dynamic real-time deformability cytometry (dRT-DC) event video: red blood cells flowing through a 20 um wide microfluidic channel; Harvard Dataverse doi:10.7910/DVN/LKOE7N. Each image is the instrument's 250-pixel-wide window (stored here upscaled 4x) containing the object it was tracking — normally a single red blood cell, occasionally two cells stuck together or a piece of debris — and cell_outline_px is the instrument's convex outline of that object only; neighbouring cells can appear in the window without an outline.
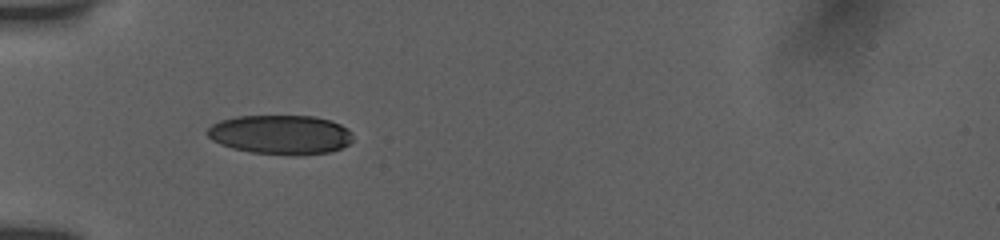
{"species": "human", "species_latin": "Homo sapiens", "temperature_condition": "room temperature", "stored_images_in_passage": 34, "camera_frame_rate_fps": 3000, "um_per_image_px": 0.085, "donor": {"sex": "female"}, "frame": {"image": 1, "passage_image": 1, "time_ms": 0.0, "image_size_px": [1000, 240], "cell_outline_px": [[352, 140], [348, 144], [332, 152], [300, 156], [248, 152], [232, 148], [220, 144], [212, 140], [204, 132], [212, 124], [220, 120], [236, 116], [316, 116], [332, 120], [348, 128], [352, 132]], "centroid_in_image_um": [23.85, 11.45], "position_along_channel_um": 61.1, "area_um2": 33.87}}
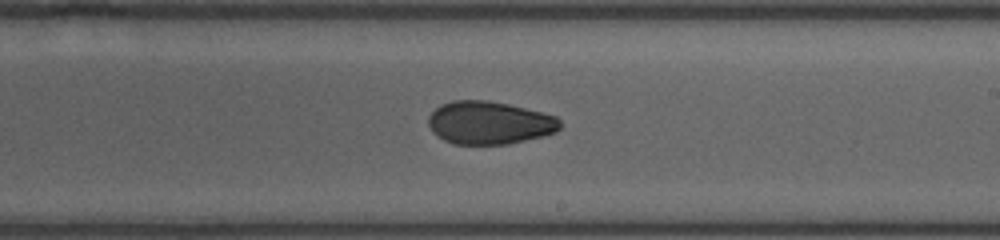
{"frame": {"image": 2, "passage_image": 18, "time_ms": 5.0, "image_size_px": [1000, 240], "cell_outline_px": [[560, 128], [556, 132], [544, 136], [508, 144], [452, 144], [436, 136], [432, 132], [428, 124], [428, 116], [440, 104], [452, 100], [488, 100], [508, 104], [556, 116], [560, 120]], "centroid_in_image_um": [41.57, 10.44], "position_along_channel_um": 247.4, "area_um2": 33.12}}
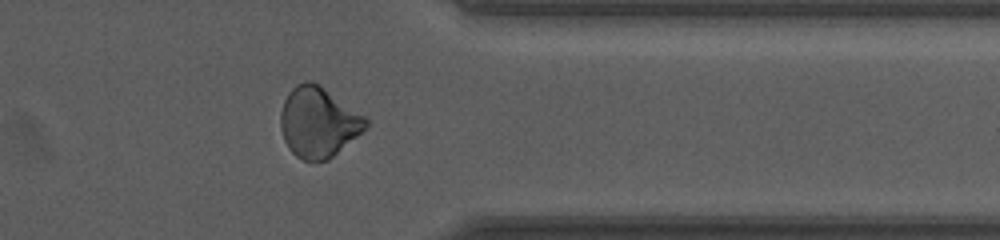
{"frame": {"image": 3, "passage_image": 31, "time_ms": 8.667, "image_size_px": [1000, 240], "cell_outline_px": [[368, 128], [328, 160], [304, 160], [296, 156], [288, 148], [284, 140], [280, 128], [280, 112], [284, 100], [288, 92], [296, 84], [304, 80], [312, 80], [320, 84], [364, 116], [368, 120]], "centroid_in_image_um": [27.05, 10.37], "position_along_channel_um": 384.4, "area_um2": 35.08}, "authors_computed_cell_mechanics": {"area_um2": 33.6974, "velocity_mm_per_s": 3.8817, "shape_relaxation_time_tau1_ms": 5.7286, "shape_relaxation_time_tau2_ms": 2.4038, "deformation_change_tau1": 0.1416, "deformation_change_tau2": 0.0703}}